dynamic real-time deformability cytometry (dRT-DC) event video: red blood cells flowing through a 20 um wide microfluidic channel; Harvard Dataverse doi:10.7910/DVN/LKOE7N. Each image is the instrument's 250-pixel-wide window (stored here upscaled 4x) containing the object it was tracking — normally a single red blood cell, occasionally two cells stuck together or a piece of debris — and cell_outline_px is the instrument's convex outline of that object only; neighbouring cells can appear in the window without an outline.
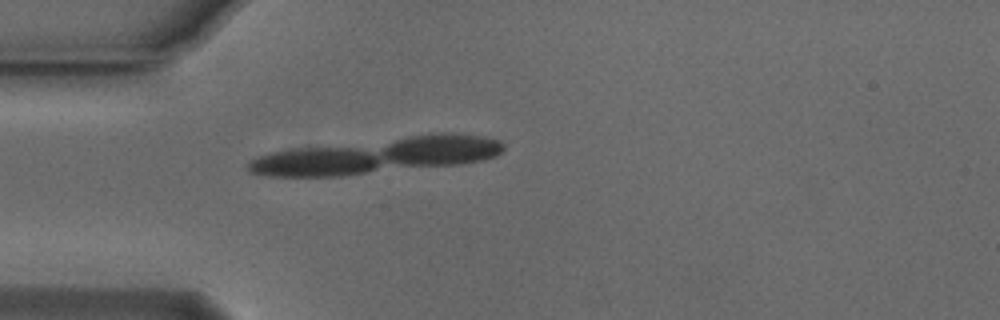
{"species": "Egyptian fruit bat (a non-hibernating species)", "species_latin": "Rousettus aegyptiacus", "temperature_condition": "cold", "stored_images_in_passage": 12, "segment_of_instrument_passage": [3, 3], "camera_frame_rate_fps": 3000, "um_per_image_px": 0.085, "animal": {"sex": "male"}, "frame": {"image": 1, "passage_image": 6, "time_ms": 1.667, "image_size_px": [1000, 320], "cell_outline_px": [[372, 164], [364, 168], [324, 172], [284, 172], [260, 168], [260, 164], [268, 160], [304, 156], [364, 156], [372, 160]], "centroid_in_image_um": [26.93, 13.92], "position_along_channel_um": 58.1, "area_um2": 10.69}}